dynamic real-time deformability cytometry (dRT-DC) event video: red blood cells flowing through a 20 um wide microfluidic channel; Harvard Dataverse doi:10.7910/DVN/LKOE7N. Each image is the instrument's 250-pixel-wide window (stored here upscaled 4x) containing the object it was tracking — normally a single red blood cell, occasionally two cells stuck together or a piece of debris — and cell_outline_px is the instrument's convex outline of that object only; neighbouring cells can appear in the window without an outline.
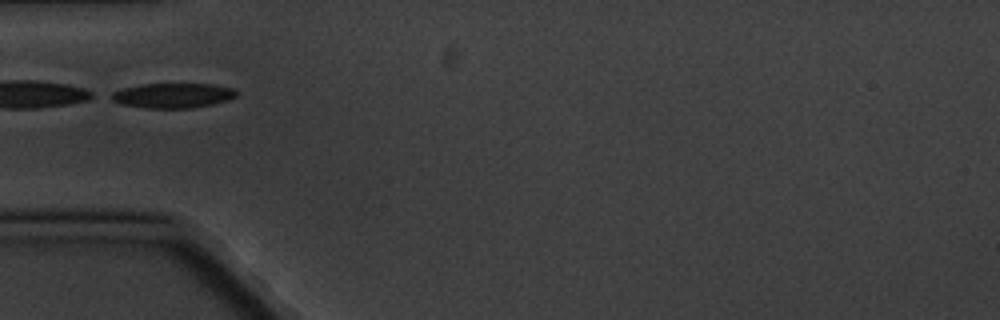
{"species": "common noctule bat (a hibernating species)", "species_latin": "Nyctalus noctula", "temperature_condition": "cold", "stored_images_in_passage": 1, "camera_frame_rate_fps": 3000, "um_per_image_px": 0.085, "animal": {"sex": "male", "body_mass_g": 20.1, "forearm_length_mm": 53.5}, "frame": {"image": 1, "passage_image": 1, "time_ms": 0.0, "image_size_px": [1000, 320], "cell_outline_px": [[236, 96], [228, 100], [212, 104], [192, 108], [144, 108], [120, 104], [104, 96], [112, 92], [124, 88], [144, 84], [212, 84], [236, 88]], "centroid_in_image_um": [14.65, 8.12], "position_along_channel_um": 70.4, "area_um2": 18.32}}